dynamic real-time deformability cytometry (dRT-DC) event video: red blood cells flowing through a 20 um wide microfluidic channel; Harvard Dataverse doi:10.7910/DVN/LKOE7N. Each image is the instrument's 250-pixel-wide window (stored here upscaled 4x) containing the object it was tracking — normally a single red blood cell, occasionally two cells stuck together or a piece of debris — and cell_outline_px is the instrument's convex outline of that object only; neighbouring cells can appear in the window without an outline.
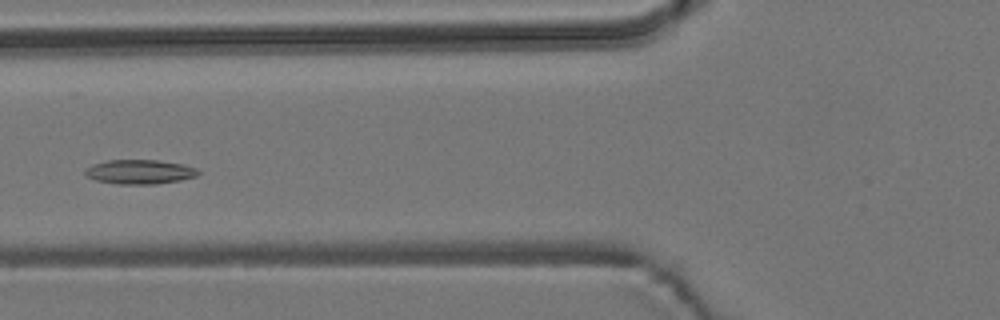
{"species": "common noctule bat (a hibernating species)", "species_latin": "Nyctalus noctula", "temperature_condition": "room temperature", "stored_images_in_passage": 5, "camera_frame_rate_fps": 3000, "um_per_image_px": 0.085, "animal": {"sex": "male", "body_mass_g": 19.2, "forearm_length_mm": 51.8}, "frame": {"image": 1, "passage_image": 5, "time_ms": 4.667, "image_size_px": [1000, 320], "cell_outline_px": [[200, 172], [196, 176], [180, 180], [156, 184], [116, 184], [96, 180], [88, 176], [84, 172], [84, 168], [92, 164], [108, 160], [156, 160], [184, 164], [196, 168]], "centroid_in_image_um": [11.86, 14.6], "position_along_channel_um": 113.9, "area_um2": 16.07}}